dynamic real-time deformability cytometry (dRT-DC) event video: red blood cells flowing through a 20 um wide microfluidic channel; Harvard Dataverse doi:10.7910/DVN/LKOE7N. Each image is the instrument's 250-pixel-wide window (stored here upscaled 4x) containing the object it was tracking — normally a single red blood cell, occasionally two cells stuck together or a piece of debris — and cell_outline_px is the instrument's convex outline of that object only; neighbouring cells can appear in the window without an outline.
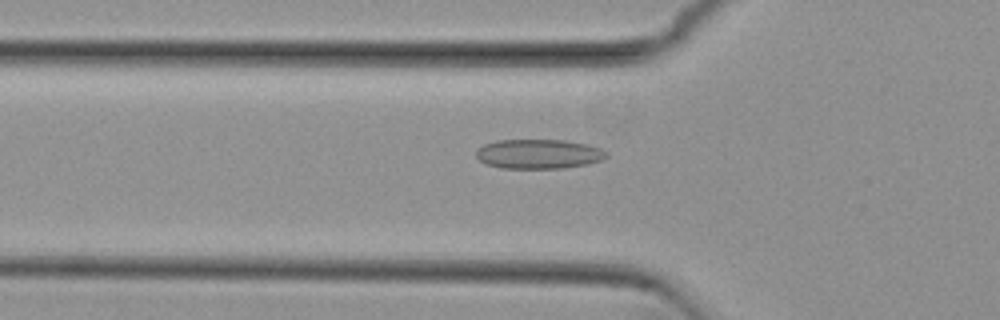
{"species": "common noctule bat (a hibernating species)", "species_latin": "Nyctalus noctula", "temperature_condition": "cold", "stored_images_in_passage": 38, "camera_frame_rate_fps": 3000, "um_per_image_px": 0.085, "animal": {"sex": "female", "body_mass_g": 29.2, "forearm_length_mm": 56.3}, "frame": {"image": 1, "passage_image": 9, "time_ms": 2.667, "image_size_px": [1000, 320], "cell_outline_px": [[608, 156], [600, 160], [584, 164], [564, 168], [504, 168], [488, 164], [480, 160], [476, 156], [476, 152], [484, 144], [500, 140], [564, 140], [588, 144], [600, 148], [608, 152]], "centroid_in_image_um": [45.81, 13.08], "position_along_channel_um": 80.0, "area_um2": 22.14}}
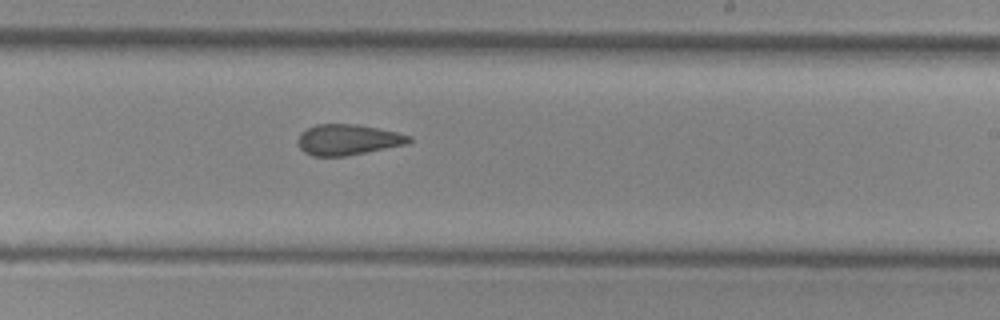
{"frame": {"image": 2, "passage_image": 23, "time_ms": 7.333, "image_size_px": [1000, 320], "cell_outline_px": [[412, 140], [408, 144], [344, 156], [312, 156], [304, 152], [300, 148], [296, 140], [300, 132], [316, 124], [356, 124], [396, 132], [412, 136]], "centroid_in_image_um": [29.54, 11.87], "position_along_channel_um": 259.5, "area_um2": 19.88}}
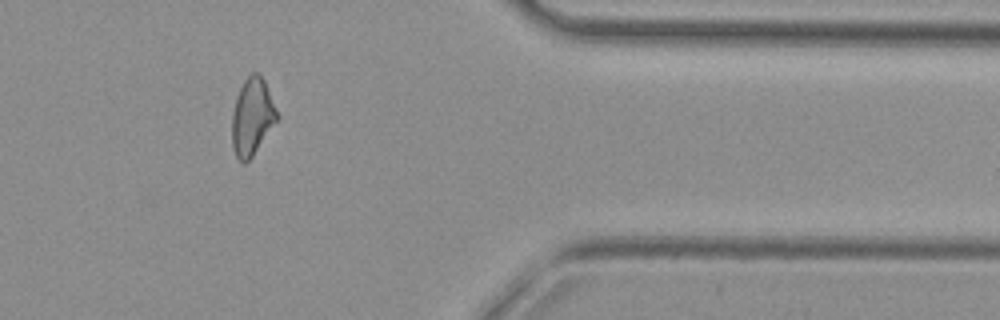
{"frame": {"image": 3, "passage_image": 35, "time_ms": 11.333, "image_size_px": [1000, 320], "cell_outline_px": [[280, 116], [252, 156], [244, 164], [236, 156], [232, 148], [232, 112], [240, 88], [244, 80], [252, 72], [260, 72], [264, 80]], "centroid_in_image_um": [21.44, 9.91], "position_along_channel_um": 390.0, "area_um2": 20.11}, "authors_computed_cell_mechanics": {"area_um2": 20.3456, "velocity_mm_per_s": 3.8301, "shape_relaxation_time_tau1_ms": null, "shape_relaxation_time_tau2_ms": 2.5497, "deformation_change_tau1": null, "deformation_change_tau2": 0.1009}}